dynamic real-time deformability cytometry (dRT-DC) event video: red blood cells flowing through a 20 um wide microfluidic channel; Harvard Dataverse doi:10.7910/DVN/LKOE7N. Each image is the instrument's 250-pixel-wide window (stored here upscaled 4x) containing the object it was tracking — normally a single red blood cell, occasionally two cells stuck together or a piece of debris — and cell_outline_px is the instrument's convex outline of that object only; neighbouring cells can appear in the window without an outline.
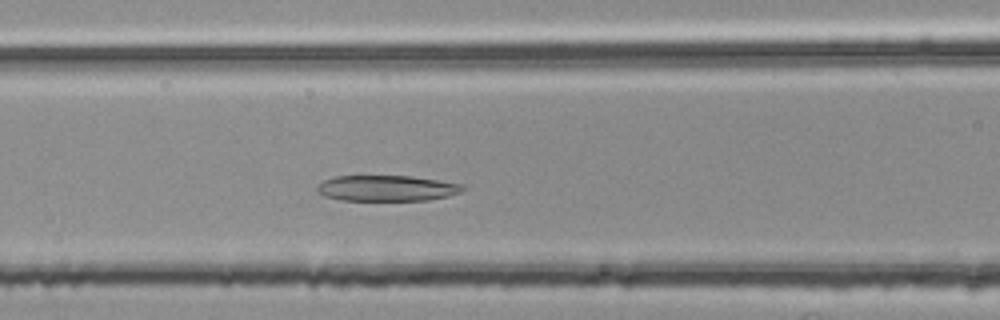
{"species": "common noctule bat (a hibernating species)", "species_latin": "Nyctalus noctula", "temperature_condition": "room temperature", "stored_images_in_passage": 35, "camera_frame_rate_fps": 3000, "um_per_image_px": 0.085, "animal": {"sex": "female", "body_mass_g": 25.1}, "frame": {"image": 1, "passage_image": 11, "time_ms": 3.333, "image_size_px": [1000, 320], "cell_outline_px": [[468, 188], [460, 192], [448, 196], [428, 200], [340, 200], [324, 196], [316, 192], [316, 188], [324, 180], [336, 176], [412, 176], [464, 184]], "centroid_in_image_um": [32.9, 16.0], "position_along_channel_um": 133.7, "area_um2": 21.96}}
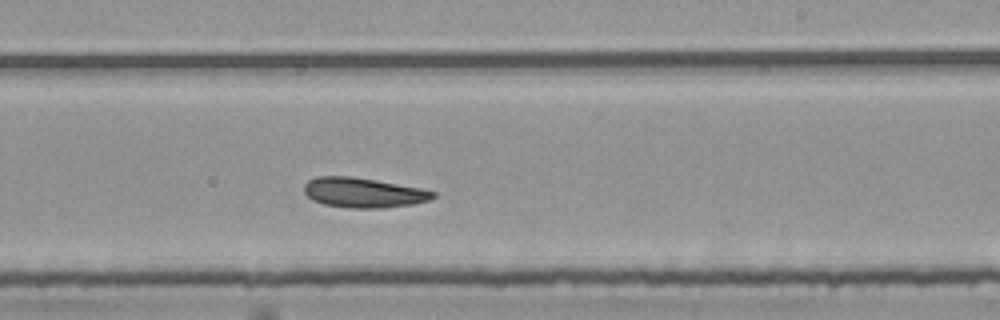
{"frame": {"image": 2, "passage_image": 21, "time_ms": 6.667, "image_size_px": [1000, 320], "cell_outline_px": [[436, 196], [428, 200], [412, 204], [384, 208], [352, 208], [324, 204], [312, 200], [304, 192], [304, 184], [308, 180], [316, 176], [352, 176], [376, 180], [420, 188], [436, 192]], "centroid_in_image_um": [30.86, 16.37], "position_along_channel_um": 258.1, "area_um2": 22.43}}
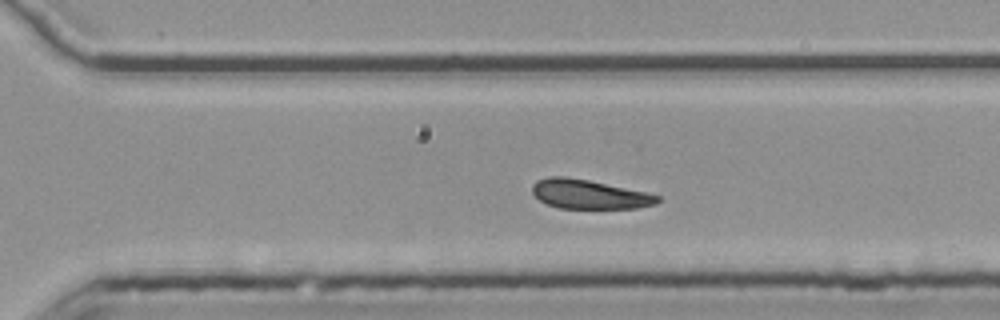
{"frame": {"image": 3, "passage_image": 26, "time_ms": 8.333, "image_size_px": [1000, 320], "cell_outline_px": [[660, 200], [656, 204], [636, 208], [556, 208], [540, 200], [532, 192], [532, 184], [536, 180], [548, 176], [564, 176], [588, 180], [648, 192], [660, 196]], "centroid_in_image_um": [50.08, 16.5], "position_along_channel_um": 320.5, "area_um2": 21.39}, "authors_computed_cell_mechanics": {"area_um2": 22.3108, "velocity_mm_per_s": 3.7354, "shape_relaxation_time_tau1_ms": null, "shape_relaxation_time_tau2_ms": 6.8976, "deformation_change_tau1": null, "deformation_change_tau2": 0.1528}}